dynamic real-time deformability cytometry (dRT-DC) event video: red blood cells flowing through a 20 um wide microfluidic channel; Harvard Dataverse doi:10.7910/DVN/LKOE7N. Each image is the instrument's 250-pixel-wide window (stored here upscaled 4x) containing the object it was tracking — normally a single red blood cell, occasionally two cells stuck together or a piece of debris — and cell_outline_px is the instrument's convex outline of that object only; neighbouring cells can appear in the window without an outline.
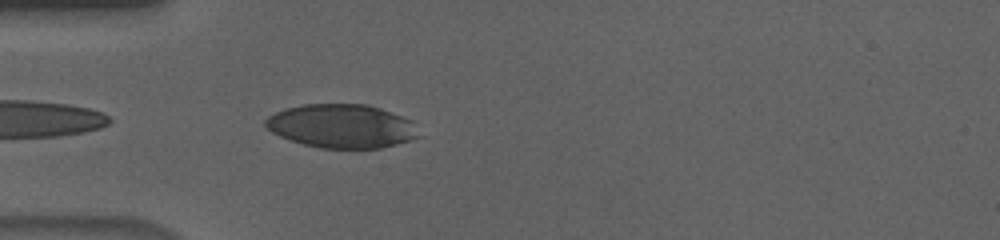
{"species": "human", "species_latin": "Homo sapiens", "temperature_condition": "cold", "stored_images_in_passage": 6, "camera_frame_rate_fps": 3000, "um_per_image_px": 0.085, "donor": {"sex": "male"}, "frame": {"image": 1, "passage_image": 2, "time_ms": 0.333, "image_size_px": [1000, 240], "cell_outline_px": [[424, 136], [412, 140], [380, 148], [320, 148], [288, 140], [272, 132], [264, 124], [264, 120], [268, 116], [284, 108], [304, 104], [368, 104], [380, 108], [412, 120]], "centroid_in_image_um": [29.08, 10.72], "position_along_channel_um": 55.9, "area_um2": 39.42}}